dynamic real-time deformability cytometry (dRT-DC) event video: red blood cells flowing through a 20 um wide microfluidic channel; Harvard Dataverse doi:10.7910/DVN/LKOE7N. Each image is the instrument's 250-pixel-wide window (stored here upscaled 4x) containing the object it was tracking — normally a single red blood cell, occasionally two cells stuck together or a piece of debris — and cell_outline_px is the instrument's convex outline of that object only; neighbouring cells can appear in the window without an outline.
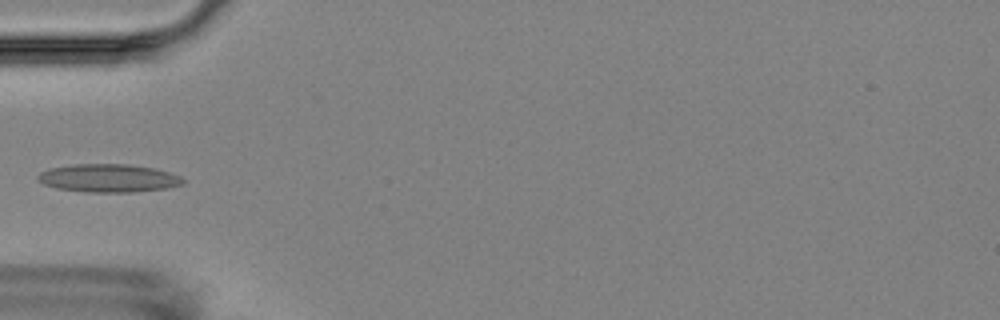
{"species": "Egyptian fruit bat (a non-hibernating species)", "species_latin": "Rousettus aegyptiacus", "temperature_condition": "room temperature", "stored_images_in_passage": 5, "camera_frame_rate_fps": 3000, "um_per_image_px": 0.085, "animal": {"sex": "female"}, "frame": {"image": 1, "passage_image": 5, "time_ms": 4.667, "image_size_px": [1000, 320], "cell_outline_px": [[184, 184], [168, 188], [132, 192], [84, 192], [56, 188], [44, 184], [36, 180], [36, 176], [40, 172], [48, 168], [76, 164], [128, 164], [152, 168], [168, 172], [180, 176], [184, 180]], "centroid_in_image_um": [9.18, 15.14], "position_along_channel_um": 75.8, "area_um2": 23.87}}